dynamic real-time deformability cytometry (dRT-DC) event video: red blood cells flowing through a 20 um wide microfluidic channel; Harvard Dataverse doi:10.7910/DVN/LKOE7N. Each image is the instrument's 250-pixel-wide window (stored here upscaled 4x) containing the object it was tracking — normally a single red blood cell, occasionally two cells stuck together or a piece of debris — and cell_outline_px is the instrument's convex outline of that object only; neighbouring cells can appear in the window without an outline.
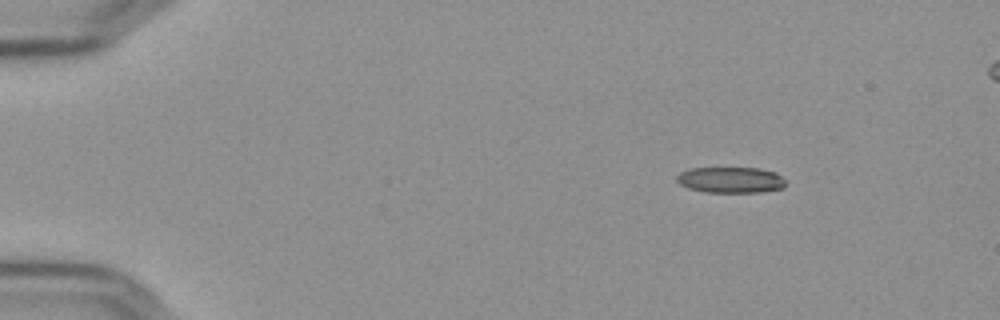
{"species": "Egyptian fruit bat (a non-hibernating species)", "species_latin": "Rousettus aegyptiacus", "temperature_condition": "cold", "stored_images_in_passage": 49, "camera_frame_rate_fps": 3000, "um_per_image_px": 0.085, "frame": {"image": 1, "passage_image": 1, "time_ms": 0.0, "image_size_px": [1000, 320], "cell_outline_px": [[784, 188], [760, 192], [708, 192], [688, 188], [680, 184], [676, 180], [676, 176], [680, 172], [688, 168], [760, 168], [776, 172], [784, 180]], "centroid_in_image_um": [62.09, 15.28], "position_along_channel_um": 22.9, "area_um2": 16.47}}
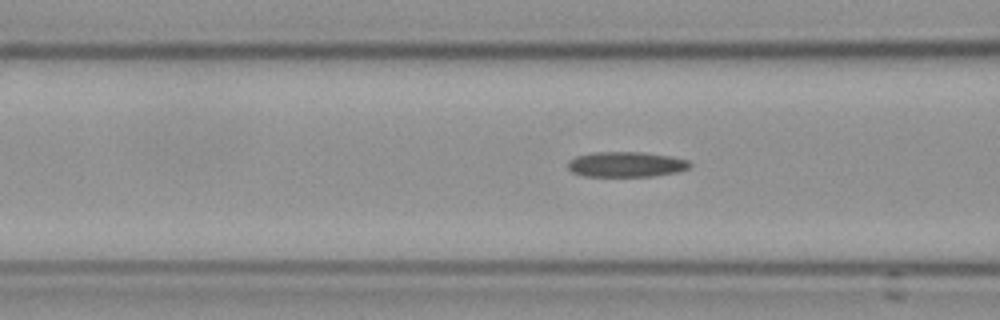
{"frame": {"image": 2, "passage_image": 16, "time_ms": 5.0, "image_size_px": [1000, 320], "cell_outline_px": [[692, 164], [688, 168], [676, 172], [652, 176], [584, 176], [572, 172], [568, 168], [568, 160], [576, 156], [592, 152], [644, 152], [672, 156], [688, 160]], "centroid_in_image_um": [53.21, 13.96], "position_along_channel_um": 113.4, "area_um2": 18.03}}
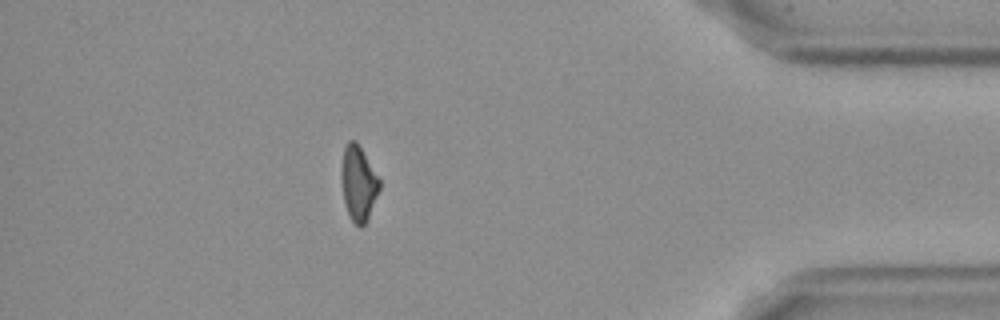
{"frame": {"image": 3, "passage_image": 43, "time_ms": 14.0, "image_size_px": [1000, 320], "cell_outline_px": [[380, 188], [368, 220], [360, 228], [348, 216], [344, 200], [340, 176], [340, 168], [344, 148], [348, 140], [356, 140], [380, 180]], "centroid_in_image_um": [30.45, 15.59], "position_along_channel_um": 404.8, "area_um2": 16.76}, "authors_computed_cell_mechanics": {"area_um2": 17.8602, "velocity_mm_per_s": 3.651, "shape_relaxation_time_tau1_ms": null, "shape_relaxation_time_tau2_ms": 6.2938, "deformation_change_tau1": null, "deformation_change_tau2": 0.164}}